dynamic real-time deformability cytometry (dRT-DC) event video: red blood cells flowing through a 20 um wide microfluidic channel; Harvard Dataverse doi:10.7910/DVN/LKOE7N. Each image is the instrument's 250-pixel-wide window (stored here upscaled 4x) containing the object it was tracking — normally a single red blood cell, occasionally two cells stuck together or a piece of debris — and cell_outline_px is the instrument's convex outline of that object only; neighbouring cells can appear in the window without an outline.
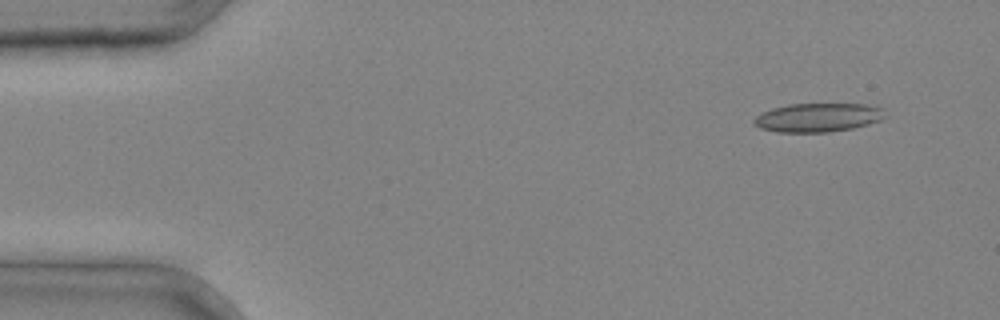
{"species": "common noctule bat (a hibernating species)", "species_latin": "Nyctalus noctula", "temperature_condition": "cold", "stored_images_in_passage": 2, "camera_frame_rate_fps": 3000, "um_per_image_px": 0.085, "animal": {"sex": "male", "body_mass_g": 20.4}, "frame": {"image": 1, "passage_image": 1, "time_ms": 0.0, "image_size_px": [1000, 320], "cell_outline_px": [[888, 116], [880, 120], [868, 124], [852, 128], [828, 132], [776, 132], [760, 128], [752, 124], [752, 120], [760, 112], [772, 108], [788, 104], [868, 104], [884, 108]], "centroid_in_image_um": [69.52, 9.98], "position_along_channel_um": 15.5, "area_um2": 22.31}}
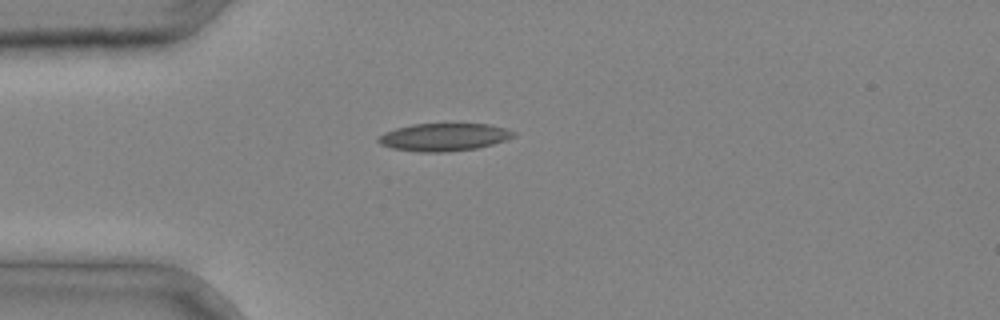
{"frame": {"image": 2, "passage_image": 2, "time_ms": 0.333, "image_size_px": [1000, 320], "cell_outline_px": [[516, 136], [508, 140], [476, 148], [444, 152], [420, 152], [392, 148], [380, 144], [376, 140], [376, 136], [384, 132], [396, 128], [412, 124], [444, 120], [488, 124], [504, 128], [516, 132]], "centroid_in_image_um": [37.73, 11.59], "position_along_channel_um": 47.3, "area_um2": 23.0}}